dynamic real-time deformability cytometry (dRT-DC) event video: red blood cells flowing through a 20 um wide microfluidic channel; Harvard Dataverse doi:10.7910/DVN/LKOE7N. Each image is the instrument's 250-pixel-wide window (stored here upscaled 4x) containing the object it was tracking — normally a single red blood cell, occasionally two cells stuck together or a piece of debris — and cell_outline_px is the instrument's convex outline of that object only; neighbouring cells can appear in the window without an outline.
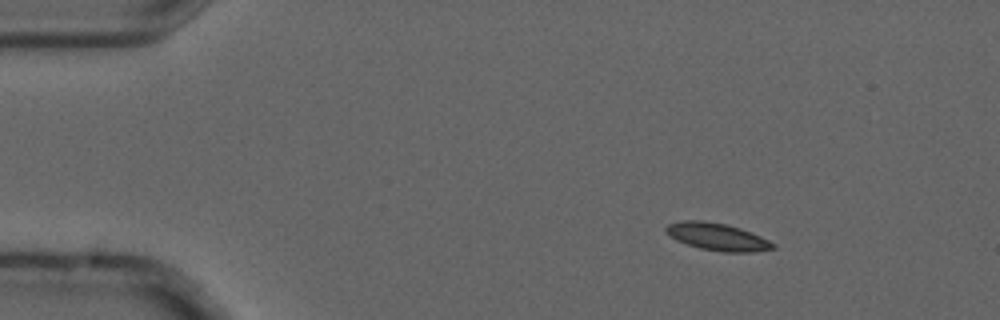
{"species": "common noctule bat (a hibernating species)", "species_latin": "Nyctalus noctula", "temperature_condition": "cold", "stored_images_in_passage": 3, "camera_frame_rate_fps": 3000, "um_per_image_px": 0.085, "animal": {"sex": "male", "forearm_length_mm": 52.5}, "frame": {"image": 1, "passage_image": 1, "time_ms": 0.0, "image_size_px": [1000, 320], "cell_outline_px": [[776, 248], [756, 252], [724, 252], [700, 248], [676, 240], [664, 228], [668, 224], [684, 220], [700, 220], [728, 224], [740, 228], [760, 236], [776, 244]], "centroid_in_image_um": [61.01, 20.12], "position_along_channel_um": 24.0, "area_um2": 16.94}}